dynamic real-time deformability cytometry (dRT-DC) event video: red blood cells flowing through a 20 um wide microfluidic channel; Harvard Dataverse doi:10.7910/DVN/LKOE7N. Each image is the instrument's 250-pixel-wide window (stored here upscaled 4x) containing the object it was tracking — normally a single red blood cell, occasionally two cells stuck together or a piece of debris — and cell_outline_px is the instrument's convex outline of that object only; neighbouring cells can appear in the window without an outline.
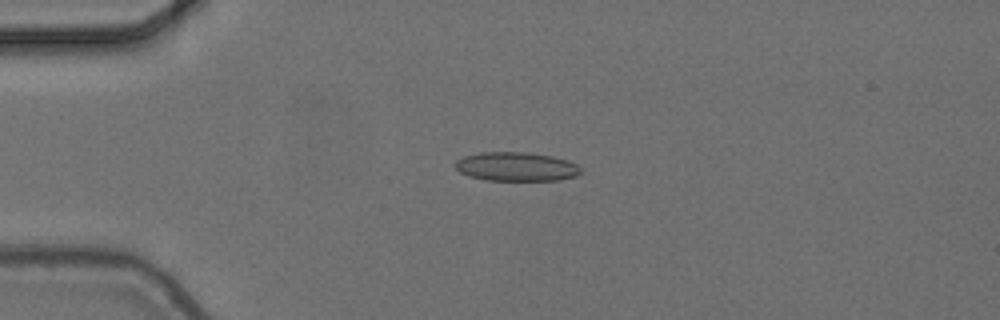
{"species": "common noctule bat (a hibernating species)", "species_latin": "Nyctalus noctula", "temperature_condition": "cold", "stored_images_in_passage": 4, "camera_frame_rate_fps": 3000, "um_per_image_px": 0.085, "animal": {"sex": "female", "body_mass_g": 24.6, "forearm_length_mm": 56.2}, "frame": {"image": 1, "passage_image": 3, "time_ms": 0.667, "image_size_px": [1000, 320], "cell_outline_px": [[584, 172], [576, 176], [560, 180], [484, 180], [468, 176], [460, 172], [452, 164], [456, 160], [464, 156], [480, 152], [524, 152], [552, 156], [568, 160], [576, 164]], "centroid_in_image_um": [43.87, 14.16], "position_along_channel_um": 41.1, "area_um2": 21.39}}